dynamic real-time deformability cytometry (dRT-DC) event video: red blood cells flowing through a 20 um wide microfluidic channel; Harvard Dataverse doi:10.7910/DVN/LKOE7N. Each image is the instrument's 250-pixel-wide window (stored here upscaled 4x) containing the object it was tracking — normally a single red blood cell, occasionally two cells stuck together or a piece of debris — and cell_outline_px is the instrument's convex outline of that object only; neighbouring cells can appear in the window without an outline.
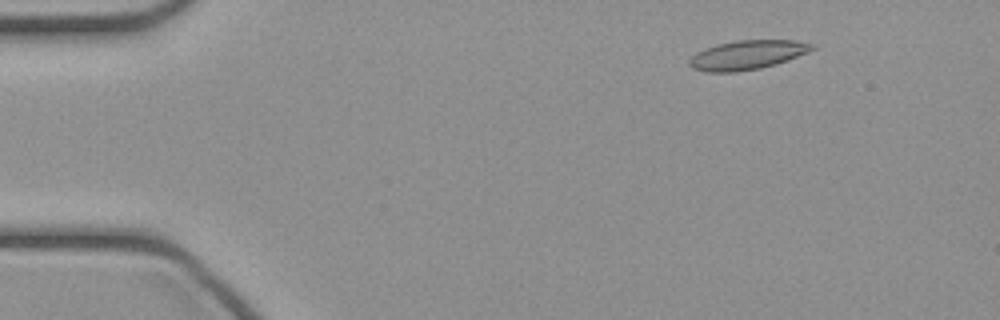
{"species": "common noctule bat (a hibernating species)", "species_latin": "Nyctalus noctula", "temperature_condition": "cold", "stored_images_in_passage": 12, "camera_frame_rate_fps": 3000, "um_per_image_px": 0.085, "animal": {"sex": "female", "body_mass_g": 21.9}, "frame": {"image": 1, "passage_image": 6, "time_ms": 1.667, "image_size_px": [1000, 320], "cell_outline_px": [[816, 48], [808, 52], [788, 60], [776, 64], [760, 68], [732, 72], [704, 72], [692, 68], [688, 64], [688, 60], [696, 52], [704, 48], [716, 44], [736, 40], [796, 40], [816, 44]], "centroid_in_image_um": [63.51, 4.66], "position_along_channel_um": 21.5, "area_um2": 21.1}}